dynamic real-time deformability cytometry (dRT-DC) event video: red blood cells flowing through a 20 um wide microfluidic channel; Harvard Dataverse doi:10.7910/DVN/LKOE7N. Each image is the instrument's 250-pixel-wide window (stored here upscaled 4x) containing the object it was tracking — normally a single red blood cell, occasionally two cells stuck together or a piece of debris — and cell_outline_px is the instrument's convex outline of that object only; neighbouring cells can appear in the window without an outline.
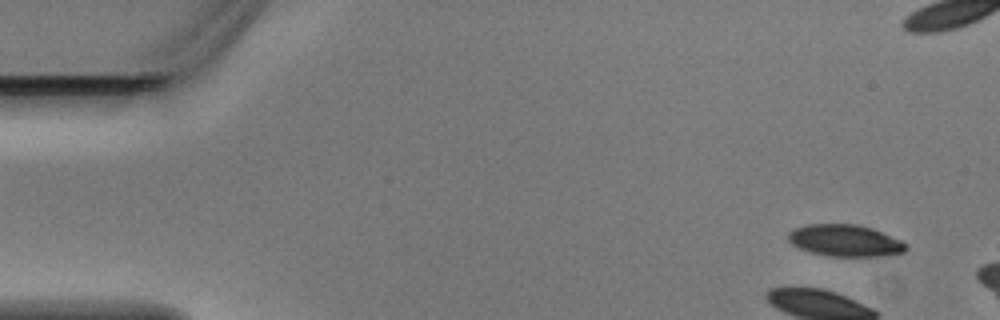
{"species": "Egyptian fruit bat (a non-hibernating species)", "species_latin": "Rousettus aegyptiacus", "temperature_condition": "warm", "stored_images_in_passage": 3, "camera_frame_rate_fps": 3000, "um_per_image_px": 0.085, "animal": {"sex": "male"}, "frame": {"image": 1, "passage_image": 1, "time_ms": 0.0, "image_size_px": [1000, 320], "cell_outline_px": [[908, 248], [904, 252], [884, 256], [828, 256], [812, 252], [800, 248], [792, 244], [788, 240], [788, 232], [804, 224], [856, 224], [872, 228], [900, 240]], "centroid_in_image_um": [71.81, 20.44], "position_along_channel_um": 13.2, "area_um2": 21.68}}